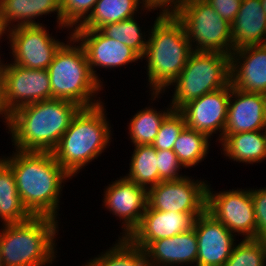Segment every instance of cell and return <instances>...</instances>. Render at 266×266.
I'll return each mask as SVG.
<instances>
[{
    "label": "cell",
    "mask_w": 266,
    "mask_h": 266,
    "mask_svg": "<svg viewBox=\"0 0 266 266\" xmlns=\"http://www.w3.org/2000/svg\"><path fill=\"white\" fill-rule=\"evenodd\" d=\"M15 175L19 196L33 217L59 219L60 196L64 183L72 177L51 152H24L0 156Z\"/></svg>",
    "instance_id": "6da1fadb"
},
{
    "label": "cell",
    "mask_w": 266,
    "mask_h": 266,
    "mask_svg": "<svg viewBox=\"0 0 266 266\" xmlns=\"http://www.w3.org/2000/svg\"><path fill=\"white\" fill-rule=\"evenodd\" d=\"M80 108L74 102L61 99L43 100L18 108L9 115L6 129L13 148L52 153Z\"/></svg>",
    "instance_id": "7a4b0ae2"
},
{
    "label": "cell",
    "mask_w": 266,
    "mask_h": 266,
    "mask_svg": "<svg viewBox=\"0 0 266 266\" xmlns=\"http://www.w3.org/2000/svg\"><path fill=\"white\" fill-rule=\"evenodd\" d=\"M148 32V42L141 57L146 60L148 87L151 100L160 98V94L169 89L179 76L193 52L183 23L176 15H160Z\"/></svg>",
    "instance_id": "3957f363"
},
{
    "label": "cell",
    "mask_w": 266,
    "mask_h": 266,
    "mask_svg": "<svg viewBox=\"0 0 266 266\" xmlns=\"http://www.w3.org/2000/svg\"><path fill=\"white\" fill-rule=\"evenodd\" d=\"M103 103L80 108L52 152L72 178L101 156L111 144L113 131Z\"/></svg>",
    "instance_id": "277c9868"
},
{
    "label": "cell",
    "mask_w": 266,
    "mask_h": 266,
    "mask_svg": "<svg viewBox=\"0 0 266 266\" xmlns=\"http://www.w3.org/2000/svg\"><path fill=\"white\" fill-rule=\"evenodd\" d=\"M0 250L3 266H50L56 260L59 222L32 217L26 222L2 224Z\"/></svg>",
    "instance_id": "5b68a950"
},
{
    "label": "cell",
    "mask_w": 266,
    "mask_h": 266,
    "mask_svg": "<svg viewBox=\"0 0 266 266\" xmlns=\"http://www.w3.org/2000/svg\"><path fill=\"white\" fill-rule=\"evenodd\" d=\"M67 37L47 68L51 99L68 100L81 108L96 106L102 103L97 95L104 87L92 75L85 50L72 31Z\"/></svg>",
    "instance_id": "8992f818"
},
{
    "label": "cell",
    "mask_w": 266,
    "mask_h": 266,
    "mask_svg": "<svg viewBox=\"0 0 266 266\" xmlns=\"http://www.w3.org/2000/svg\"><path fill=\"white\" fill-rule=\"evenodd\" d=\"M230 55L193 51L179 76L171 83L175 88L170 106L180 110L188 102L230 84Z\"/></svg>",
    "instance_id": "52a82bcc"
},
{
    "label": "cell",
    "mask_w": 266,
    "mask_h": 266,
    "mask_svg": "<svg viewBox=\"0 0 266 266\" xmlns=\"http://www.w3.org/2000/svg\"><path fill=\"white\" fill-rule=\"evenodd\" d=\"M175 15L183 23L193 51L231 56V24L205 0H189Z\"/></svg>",
    "instance_id": "ba28073f"
},
{
    "label": "cell",
    "mask_w": 266,
    "mask_h": 266,
    "mask_svg": "<svg viewBox=\"0 0 266 266\" xmlns=\"http://www.w3.org/2000/svg\"><path fill=\"white\" fill-rule=\"evenodd\" d=\"M2 105L10 115L18 108L51 99V85L47 70L27 69L0 58Z\"/></svg>",
    "instance_id": "9c48e42d"
},
{
    "label": "cell",
    "mask_w": 266,
    "mask_h": 266,
    "mask_svg": "<svg viewBox=\"0 0 266 266\" xmlns=\"http://www.w3.org/2000/svg\"><path fill=\"white\" fill-rule=\"evenodd\" d=\"M42 25L17 26L4 32L9 40L10 61L27 69L47 70L56 52L65 43L49 33ZM56 38V39H55Z\"/></svg>",
    "instance_id": "30bf717a"
},
{
    "label": "cell",
    "mask_w": 266,
    "mask_h": 266,
    "mask_svg": "<svg viewBox=\"0 0 266 266\" xmlns=\"http://www.w3.org/2000/svg\"><path fill=\"white\" fill-rule=\"evenodd\" d=\"M207 186L206 211L234 235L256 238V220L251 189H229L214 192ZM236 233V234H235Z\"/></svg>",
    "instance_id": "8fae6325"
},
{
    "label": "cell",
    "mask_w": 266,
    "mask_h": 266,
    "mask_svg": "<svg viewBox=\"0 0 266 266\" xmlns=\"http://www.w3.org/2000/svg\"><path fill=\"white\" fill-rule=\"evenodd\" d=\"M191 177V178H190ZM186 176L176 181H161L147 190V206L163 212L203 214L207 204V180Z\"/></svg>",
    "instance_id": "7c38bea8"
},
{
    "label": "cell",
    "mask_w": 266,
    "mask_h": 266,
    "mask_svg": "<svg viewBox=\"0 0 266 266\" xmlns=\"http://www.w3.org/2000/svg\"><path fill=\"white\" fill-rule=\"evenodd\" d=\"M72 35L83 46L92 75L102 86L105 85L96 73V68L110 70L136 63L140 59L143 61L135 50L105 36L99 29H73Z\"/></svg>",
    "instance_id": "4fadbf2b"
},
{
    "label": "cell",
    "mask_w": 266,
    "mask_h": 266,
    "mask_svg": "<svg viewBox=\"0 0 266 266\" xmlns=\"http://www.w3.org/2000/svg\"><path fill=\"white\" fill-rule=\"evenodd\" d=\"M106 186L103 205L112 215L122 220L121 237H128L140 224L147 208V189L121 176Z\"/></svg>",
    "instance_id": "5bb4252c"
},
{
    "label": "cell",
    "mask_w": 266,
    "mask_h": 266,
    "mask_svg": "<svg viewBox=\"0 0 266 266\" xmlns=\"http://www.w3.org/2000/svg\"><path fill=\"white\" fill-rule=\"evenodd\" d=\"M231 83L224 88L204 94L185 104L179 111L184 115L186 126L206 134L210 139L217 135L218 142L224 134Z\"/></svg>",
    "instance_id": "9a60e30c"
},
{
    "label": "cell",
    "mask_w": 266,
    "mask_h": 266,
    "mask_svg": "<svg viewBox=\"0 0 266 266\" xmlns=\"http://www.w3.org/2000/svg\"><path fill=\"white\" fill-rule=\"evenodd\" d=\"M198 244L197 266H224L236 244V235L205 211L193 226Z\"/></svg>",
    "instance_id": "2e32d148"
},
{
    "label": "cell",
    "mask_w": 266,
    "mask_h": 266,
    "mask_svg": "<svg viewBox=\"0 0 266 266\" xmlns=\"http://www.w3.org/2000/svg\"><path fill=\"white\" fill-rule=\"evenodd\" d=\"M199 215L201 214L163 212L150 209L147 206L140 224L128 238L145 250L155 240L170 238L190 231Z\"/></svg>",
    "instance_id": "e0dca14e"
},
{
    "label": "cell",
    "mask_w": 266,
    "mask_h": 266,
    "mask_svg": "<svg viewBox=\"0 0 266 266\" xmlns=\"http://www.w3.org/2000/svg\"><path fill=\"white\" fill-rule=\"evenodd\" d=\"M230 70V83L233 88L266 94V44L233 50Z\"/></svg>",
    "instance_id": "ac0fdd59"
},
{
    "label": "cell",
    "mask_w": 266,
    "mask_h": 266,
    "mask_svg": "<svg viewBox=\"0 0 266 266\" xmlns=\"http://www.w3.org/2000/svg\"><path fill=\"white\" fill-rule=\"evenodd\" d=\"M266 127V94L233 88L223 135L264 130Z\"/></svg>",
    "instance_id": "d6986e66"
},
{
    "label": "cell",
    "mask_w": 266,
    "mask_h": 266,
    "mask_svg": "<svg viewBox=\"0 0 266 266\" xmlns=\"http://www.w3.org/2000/svg\"><path fill=\"white\" fill-rule=\"evenodd\" d=\"M52 13L57 14L56 26L62 31L66 29L61 18V0H0V28L5 32L17 26L42 25L37 18Z\"/></svg>",
    "instance_id": "ffe728a7"
},
{
    "label": "cell",
    "mask_w": 266,
    "mask_h": 266,
    "mask_svg": "<svg viewBox=\"0 0 266 266\" xmlns=\"http://www.w3.org/2000/svg\"><path fill=\"white\" fill-rule=\"evenodd\" d=\"M145 253L150 266H197L198 244L195 230L193 228L170 238L155 240L145 249Z\"/></svg>",
    "instance_id": "44dd1931"
},
{
    "label": "cell",
    "mask_w": 266,
    "mask_h": 266,
    "mask_svg": "<svg viewBox=\"0 0 266 266\" xmlns=\"http://www.w3.org/2000/svg\"><path fill=\"white\" fill-rule=\"evenodd\" d=\"M232 51L244 46L266 44V13L260 0H242L231 23Z\"/></svg>",
    "instance_id": "7402d4cb"
},
{
    "label": "cell",
    "mask_w": 266,
    "mask_h": 266,
    "mask_svg": "<svg viewBox=\"0 0 266 266\" xmlns=\"http://www.w3.org/2000/svg\"><path fill=\"white\" fill-rule=\"evenodd\" d=\"M223 155L239 163L254 164L266 160V135L264 130L223 135L219 142Z\"/></svg>",
    "instance_id": "603a6c76"
},
{
    "label": "cell",
    "mask_w": 266,
    "mask_h": 266,
    "mask_svg": "<svg viewBox=\"0 0 266 266\" xmlns=\"http://www.w3.org/2000/svg\"><path fill=\"white\" fill-rule=\"evenodd\" d=\"M149 11L152 9H147L143 0H98L89 16L74 29H100Z\"/></svg>",
    "instance_id": "cb8c5ba5"
},
{
    "label": "cell",
    "mask_w": 266,
    "mask_h": 266,
    "mask_svg": "<svg viewBox=\"0 0 266 266\" xmlns=\"http://www.w3.org/2000/svg\"><path fill=\"white\" fill-rule=\"evenodd\" d=\"M32 217L18 194L12 168L0 157V221L2 224L22 223Z\"/></svg>",
    "instance_id": "d4e9b609"
},
{
    "label": "cell",
    "mask_w": 266,
    "mask_h": 266,
    "mask_svg": "<svg viewBox=\"0 0 266 266\" xmlns=\"http://www.w3.org/2000/svg\"><path fill=\"white\" fill-rule=\"evenodd\" d=\"M117 243L89 259L82 266H150L145 250L128 237H118Z\"/></svg>",
    "instance_id": "484cf974"
},
{
    "label": "cell",
    "mask_w": 266,
    "mask_h": 266,
    "mask_svg": "<svg viewBox=\"0 0 266 266\" xmlns=\"http://www.w3.org/2000/svg\"><path fill=\"white\" fill-rule=\"evenodd\" d=\"M160 111L153 106H148L132 116L129 125V139L133 145H152L155 137L158 134L159 128L163 120L174 110L170 105H167Z\"/></svg>",
    "instance_id": "4316f807"
},
{
    "label": "cell",
    "mask_w": 266,
    "mask_h": 266,
    "mask_svg": "<svg viewBox=\"0 0 266 266\" xmlns=\"http://www.w3.org/2000/svg\"><path fill=\"white\" fill-rule=\"evenodd\" d=\"M130 157L129 173L124 177L138 186L150 189L161 182L156 149L152 145H135Z\"/></svg>",
    "instance_id": "83f0119b"
},
{
    "label": "cell",
    "mask_w": 266,
    "mask_h": 266,
    "mask_svg": "<svg viewBox=\"0 0 266 266\" xmlns=\"http://www.w3.org/2000/svg\"><path fill=\"white\" fill-rule=\"evenodd\" d=\"M210 141L206 134L185 126L175 141L173 151L184 168L196 167L207 157Z\"/></svg>",
    "instance_id": "f1b7e54d"
},
{
    "label": "cell",
    "mask_w": 266,
    "mask_h": 266,
    "mask_svg": "<svg viewBox=\"0 0 266 266\" xmlns=\"http://www.w3.org/2000/svg\"><path fill=\"white\" fill-rule=\"evenodd\" d=\"M136 17L139 18V15L120 22L109 23L102 26L99 30L105 36L129 46L142 57L147 46L149 36L147 32L149 30L146 32L141 31L142 29Z\"/></svg>",
    "instance_id": "f546056e"
},
{
    "label": "cell",
    "mask_w": 266,
    "mask_h": 266,
    "mask_svg": "<svg viewBox=\"0 0 266 266\" xmlns=\"http://www.w3.org/2000/svg\"><path fill=\"white\" fill-rule=\"evenodd\" d=\"M235 244L224 266H266V240L246 238Z\"/></svg>",
    "instance_id": "4dcf8cb0"
},
{
    "label": "cell",
    "mask_w": 266,
    "mask_h": 266,
    "mask_svg": "<svg viewBox=\"0 0 266 266\" xmlns=\"http://www.w3.org/2000/svg\"><path fill=\"white\" fill-rule=\"evenodd\" d=\"M186 126L184 115L173 110L162 122L152 146L156 150H173L175 141Z\"/></svg>",
    "instance_id": "1f68e13d"
},
{
    "label": "cell",
    "mask_w": 266,
    "mask_h": 266,
    "mask_svg": "<svg viewBox=\"0 0 266 266\" xmlns=\"http://www.w3.org/2000/svg\"><path fill=\"white\" fill-rule=\"evenodd\" d=\"M98 0H61V18L63 27L72 31L93 11Z\"/></svg>",
    "instance_id": "d6a6232c"
},
{
    "label": "cell",
    "mask_w": 266,
    "mask_h": 266,
    "mask_svg": "<svg viewBox=\"0 0 266 266\" xmlns=\"http://www.w3.org/2000/svg\"><path fill=\"white\" fill-rule=\"evenodd\" d=\"M156 156L161 181H176L187 176L180 174L184 167L173 150H157Z\"/></svg>",
    "instance_id": "836d02e7"
},
{
    "label": "cell",
    "mask_w": 266,
    "mask_h": 266,
    "mask_svg": "<svg viewBox=\"0 0 266 266\" xmlns=\"http://www.w3.org/2000/svg\"><path fill=\"white\" fill-rule=\"evenodd\" d=\"M251 197L256 220V238L266 240V186L251 188Z\"/></svg>",
    "instance_id": "e575fe53"
},
{
    "label": "cell",
    "mask_w": 266,
    "mask_h": 266,
    "mask_svg": "<svg viewBox=\"0 0 266 266\" xmlns=\"http://www.w3.org/2000/svg\"><path fill=\"white\" fill-rule=\"evenodd\" d=\"M213 9L226 20L232 23L235 16L238 14L242 0H205Z\"/></svg>",
    "instance_id": "d590c367"
},
{
    "label": "cell",
    "mask_w": 266,
    "mask_h": 266,
    "mask_svg": "<svg viewBox=\"0 0 266 266\" xmlns=\"http://www.w3.org/2000/svg\"><path fill=\"white\" fill-rule=\"evenodd\" d=\"M147 9L158 10L160 15H175L183 6L184 0H143Z\"/></svg>",
    "instance_id": "8d00e7d4"
},
{
    "label": "cell",
    "mask_w": 266,
    "mask_h": 266,
    "mask_svg": "<svg viewBox=\"0 0 266 266\" xmlns=\"http://www.w3.org/2000/svg\"><path fill=\"white\" fill-rule=\"evenodd\" d=\"M0 116L1 119L5 120L3 121L6 125L5 127L8 128V123H9V115L5 112V109L3 108L2 105V92H1V79H0Z\"/></svg>",
    "instance_id": "74e56055"
},
{
    "label": "cell",
    "mask_w": 266,
    "mask_h": 266,
    "mask_svg": "<svg viewBox=\"0 0 266 266\" xmlns=\"http://www.w3.org/2000/svg\"><path fill=\"white\" fill-rule=\"evenodd\" d=\"M261 1V4H262V7H263V10L265 11L266 13V0H260Z\"/></svg>",
    "instance_id": "f35d334b"
},
{
    "label": "cell",
    "mask_w": 266,
    "mask_h": 266,
    "mask_svg": "<svg viewBox=\"0 0 266 266\" xmlns=\"http://www.w3.org/2000/svg\"><path fill=\"white\" fill-rule=\"evenodd\" d=\"M2 36L4 37L5 34H4V31L0 28V41H1V39H2Z\"/></svg>",
    "instance_id": "ab89813d"
},
{
    "label": "cell",
    "mask_w": 266,
    "mask_h": 266,
    "mask_svg": "<svg viewBox=\"0 0 266 266\" xmlns=\"http://www.w3.org/2000/svg\"><path fill=\"white\" fill-rule=\"evenodd\" d=\"M0 266H3L2 257H1V250H0Z\"/></svg>",
    "instance_id": "60d3db41"
},
{
    "label": "cell",
    "mask_w": 266,
    "mask_h": 266,
    "mask_svg": "<svg viewBox=\"0 0 266 266\" xmlns=\"http://www.w3.org/2000/svg\"><path fill=\"white\" fill-rule=\"evenodd\" d=\"M188 1H189V0H184V5H186Z\"/></svg>",
    "instance_id": "b9f144b4"
}]
</instances>
